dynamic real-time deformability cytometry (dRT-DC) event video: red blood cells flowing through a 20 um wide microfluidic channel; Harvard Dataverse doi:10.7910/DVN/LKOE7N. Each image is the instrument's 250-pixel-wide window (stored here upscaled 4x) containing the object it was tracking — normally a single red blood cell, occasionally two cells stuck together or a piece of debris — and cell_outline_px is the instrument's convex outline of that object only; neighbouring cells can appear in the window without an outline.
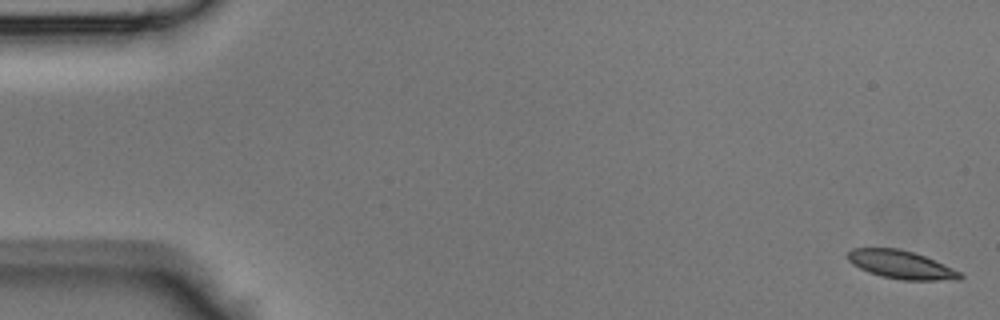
{"species": "Egyptian fruit bat (a non-hibernating species)", "species_latin": "Rousettus aegyptiacus", "temperature_condition": "room temperature", "stored_images_in_passage": 45, "camera_frame_rate_fps": 3000, "um_per_image_px": 0.085, "animal": {"sex": "male"}, "frame": {"image": 1, "passage_image": 1, "time_ms": 0.0, "image_size_px": [1000, 320], "cell_outline_px": [[964, 276], [960, 280], [900, 280], [880, 276], [868, 272], [852, 264], [848, 260], [848, 252], [852, 248], [900, 248], [924, 256], [952, 268], [960, 272]], "centroid_in_image_um": [76.58, 22.5], "position_along_channel_um": 8.4, "area_um2": 18.44}}
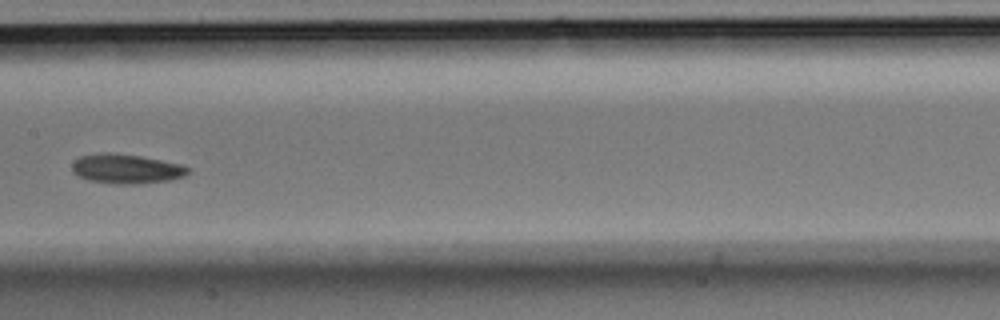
{"frame": {"image": 2, "passage_image": 23, "time_ms": 7.333, "image_size_px": [1000, 320], "cell_outline_px": [[192, 172], [184, 176], [168, 180], [136, 184], [120, 184], [88, 180], [76, 176], [72, 172], [72, 164], [80, 156], [108, 152], [140, 156], [180, 164], [192, 168]], "centroid_in_image_um": [10.75, 14.35], "position_along_channel_um": 196.7, "area_um2": 19.88}}
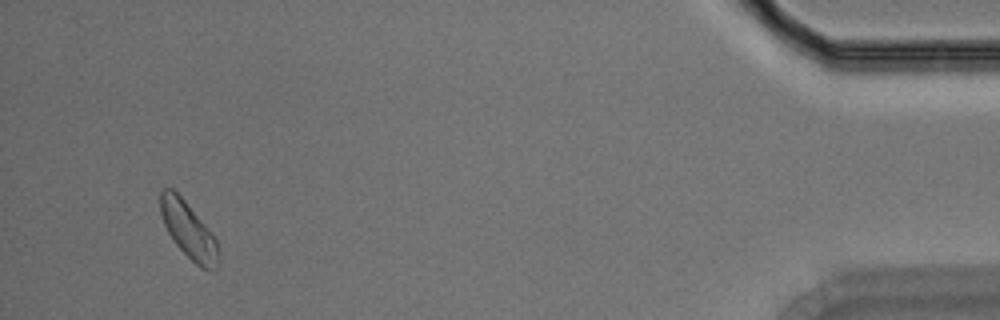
{"frame": {"image": 3, "passage_image": 43, "time_ms": 14.0, "image_size_px": [1000, 320], "cell_outline_px": [[220, 252], [216, 272], [200, 268], [176, 244], [168, 232], [164, 224], [160, 212], [160, 192], [164, 188], [172, 188], [184, 200], [204, 224], [216, 240]], "centroid_in_image_um": [16.04, 19.61], "position_along_channel_um": 419.2, "area_um2": 18.79}}